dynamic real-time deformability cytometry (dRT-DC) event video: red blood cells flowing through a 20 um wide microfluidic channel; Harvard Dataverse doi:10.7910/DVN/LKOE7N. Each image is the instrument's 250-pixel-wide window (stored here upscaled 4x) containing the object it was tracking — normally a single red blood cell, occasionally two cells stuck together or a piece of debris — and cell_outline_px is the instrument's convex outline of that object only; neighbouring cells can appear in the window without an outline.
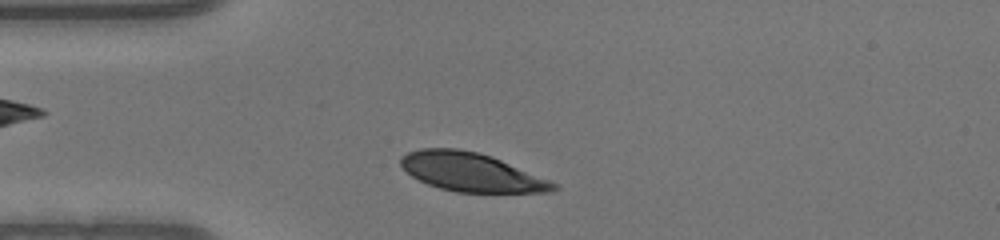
{"species": "human", "species_latin": "Homo sapiens", "temperature_condition": "warm", "stored_images_in_passage": 35, "camera_frame_rate_fps": 3000, "um_per_image_px": 0.085, "donor": {"sex": "male"}, "frame": {"image": 1, "passage_image": 3, "time_ms": 0.667, "image_size_px": [1000, 240], "cell_outline_px": [[560, 188], [552, 192], [456, 192], [440, 188], [428, 184], [412, 176], [400, 164], [400, 156], [408, 152], [420, 148], [456, 148], [476, 152], [492, 156], [560, 184]], "centroid_in_image_um": [40.09, 14.63], "position_along_channel_um": 44.9, "area_um2": 34.39}}
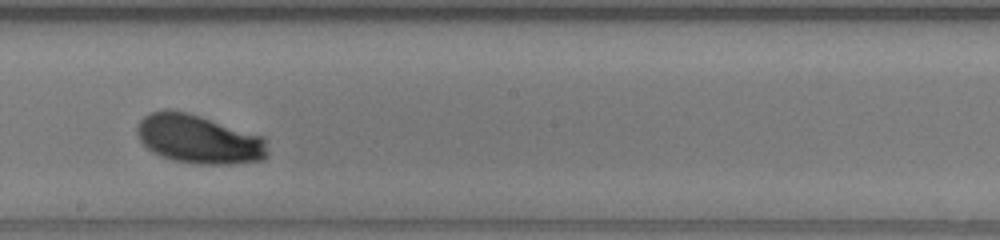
{"frame": {"image": 2, "passage_image": 18, "time_ms": 5.667, "image_size_px": [1000, 240], "cell_outline_px": [[268, 156], [264, 160], [228, 164], [200, 164], [176, 160], [160, 156], [152, 152], [140, 140], [136, 132], [136, 124], [148, 112], [164, 108], [168, 108], [188, 112], [264, 136], [268, 152]], "centroid_in_image_um": [16.87, 11.8], "position_along_channel_um": 231.3, "area_um2": 37.51}}
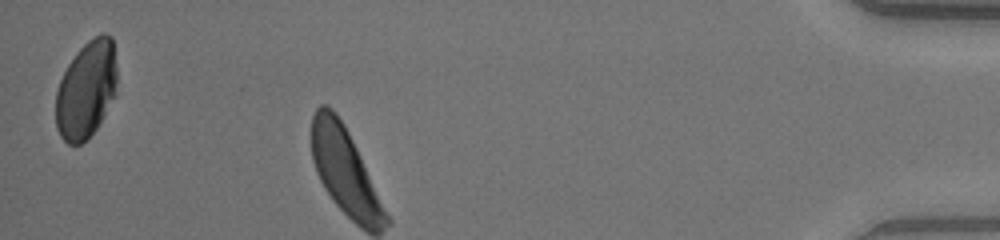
{"frame": {"image": 3, "passage_image": 35, "time_ms": 11.333, "image_size_px": [1000, 240], "cell_outline_px": [[116, 92], [96, 128], [80, 144], [68, 144], [60, 136], [56, 128], [56, 92], [60, 80], [68, 64], [76, 52], [88, 40], [104, 32], [112, 36], [116, 64]], "centroid_in_image_um": [7.32, 7.59], "position_along_channel_um": 427.9, "area_um2": 34.45}}